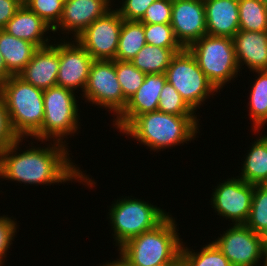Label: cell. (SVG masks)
<instances>
[{"label": "cell", "instance_id": "cell-1", "mask_svg": "<svg viewBox=\"0 0 267 266\" xmlns=\"http://www.w3.org/2000/svg\"><path fill=\"white\" fill-rule=\"evenodd\" d=\"M25 140L18 138L0 151V179L16 181L25 185H51L70 182H83L90 187L95 182L74 165L69 157L67 145L54 142L48 147L27 148L18 152L19 145Z\"/></svg>", "mask_w": 267, "mask_h": 266}, {"label": "cell", "instance_id": "cell-2", "mask_svg": "<svg viewBox=\"0 0 267 266\" xmlns=\"http://www.w3.org/2000/svg\"><path fill=\"white\" fill-rule=\"evenodd\" d=\"M197 116H178L152 111L137 116L123 131L150 151H160L195 140L199 133ZM198 130V131H197Z\"/></svg>", "mask_w": 267, "mask_h": 266}, {"label": "cell", "instance_id": "cell-3", "mask_svg": "<svg viewBox=\"0 0 267 266\" xmlns=\"http://www.w3.org/2000/svg\"><path fill=\"white\" fill-rule=\"evenodd\" d=\"M175 222V217L169 214L154 229L127 241L118 249L119 254L130 266H159L172 262L181 253L184 243Z\"/></svg>", "mask_w": 267, "mask_h": 266}, {"label": "cell", "instance_id": "cell-4", "mask_svg": "<svg viewBox=\"0 0 267 266\" xmlns=\"http://www.w3.org/2000/svg\"><path fill=\"white\" fill-rule=\"evenodd\" d=\"M11 128L18 138L33 137L44 120L43 90L10 76L0 85Z\"/></svg>", "mask_w": 267, "mask_h": 266}, {"label": "cell", "instance_id": "cell-5", "mask_svg": "<svg viewBox=\"0 0 267 266\" xmlns=\"http://www.w3.org/2000/svg\"><path fill=\"white\" fill-rule=\"evenodd\" d=\"M77 103L75 91L71 89L56 85L43 90L44 120L41 129L32 138L42 143L53 139L66 145L64 138L70 134L74 136L79 128Z\"/></svg>", "mask_w": 267, "mask_h": 266}, {"label": "cell", "instance_id": "cell-6", "mask_svg": "<svg viewBox=\"0 0 267 266\" xmlns=\"http://www.w3.org/2000/svg\"><path fill=\"white\" fill-rule=\"evenodd\" d=\"M108 212L117 250L130 239L154 229L169 214L156 205L127 196L115 200Z\"/></svg>", "mask_w": 267, "mask_h": 266}, {"label": "cell", "instance_id": "cell-7", "mask_svg": "<svg viewBox=\"0 0 267 266\" xmlns=\"http://www.w3.org/2000/svg\"><path fill=\"white\" fill-rule=\"evenodd\" d=\"M188 49L197 60L199 68L219 92L225 84L235 80L240 72L231 37L204 35Z\"/></svg>", "mask_w": 267, "mask_h": 266}, {"label": "cell", "instance_id": "cell-8", "mask_svg": "<svg viewBox=\"0 0 267 266\" xmlns=\"http://www.w3.org/2000/svg\"><path fill=\"white\" fill-rule=\"evenodd\" d=\"M165 75L167 82L175 87L195 112L210 95L218 92L188 48H183L173 56Z\"/></svg>", "mask_w": 267, "mask_h": 266}, {"label": "cell", "instance_id": "cell-9", "mask_svg": "<svg viewBox=\"0 0 267 266\" xmlns=\"http://www.w3.org/2000/svg\"><path fill=\"white\" fill-rule=\"evenodd\" d=\"M82 97L90 104L114 112L116 118L127 105L116 76V60H94Z\"/></svg>", "mask_w": 267, "mask_h": 266}, {"label": "cell", "instance_id": "cell-10", "mask_svg": "<svg viewBox=\"0 0 267 266\" xmlns=\"http://www.w3.org/2000/svg\"><path fill=\"white\" fill-rule=\"evenodd\" d=\"M213 242L232 266L261 265L259 261L263 258L264 266H267L261 234L249 229L245 224H233Z\"/></svg>", "mask_w": 267, "mask_h": 266}, {"label": "cell", "instance_id": "cell-11", "mask_svg": "<svg viewBox=\"0 0 267 266\" xmlns=\"http://www.w3.org/2000/svg\"><path fill=\"white\" fill-rule=\"evenodd\" d=\"M123 19L111 9L75 39L94 60H115Z\"/></svg>", "mask_w": 267, "mask_h": 266}, {"label": "cell", "instance_id": "cell-12", "mask_svg": "<svg viewBox=\"0 0 267 266\" xmlns=\"http://www.w3.org/2000/svg\"><path fill=\"white\" fill-rule=\"evenodd\" d=\"M217 185L210 199L215 213L233 224H245L250 214L254 185L239 177L228 178Z\"/></svg>", "mask_w": 267, "mask_h": 266}, {"label": "cell", "instance_id": "cell-13", "mask_svg": "<svg viewBox=\"0 0 267 266\" xmlns=\"http://www.w3.org/2000/svg\"><path fill=\"white\" fill-rule=\"evenodd\" d=\"M62 39L59 43L57 86L73 91L81 88L84 92L94 59L76 39L72 40L73 43Z\"/></svg>", "mask_w": 267, "mask_h": 266}, {"label": "cell", "instance_id": "cell-14", "mask_svg": "<svg viewBox=\"0 0 267 266\" xmlns=\"http://www.w3.org/2000/svg\"><path fill=\"white\" fill-rule=\"evenodd\" d=\"M171 27L183 48L207 35L203 0H172Z\"/></svg>", "mask_w": 267, "mask_h": 266}, {"label": "cell", "instance_id": "cell-15", "mask_svg": "<svg viewBox=\"0 0 267 266\" xmlns=\"http://www.w3.org/2000/svg\"><path fill=\"white\" fill-rule=\"evenodd\" d=\"M112 0H66L58 25L53 29V34L61 31L73 34L75 39L97 18L104 16L111 10ZM72 31V32H71Z\"/></svg>", "mask_w": 267, "mask_h": 266}, {"label": "cell", "instance_id": "cell-16", "mask_svg": "<svg viewBox=\"0 0 267 266\" xmlns=\"http://www.w3.org/2000/svg\"><path fill=\"white\" fill-rule=\"evenodd\" d=\"M167 82L165 73L146 74L141 87L127 101L123 112L114 120L115 128L122 132L137 116L158 110L160 92Z\"/></svg>", "mask_w": 267, "mask_h": 266}, {"label": "cell", "instance_id": "cell-17", "mask_svg": "<svg viewBox=\"0 0 267 266\" xmlns=\"http://www.w3.org/2000/svg\"><path fill=\"white\" fill-rule=\"evenodd\" d=\"M59 44L38 48L24 70L18 75L25 82L41 90L57 85Z\"/></svg>", "mask_w": 267, "mask_h": 266}, {"label": "cell", "instance_id": "cell-18", "mask_svg": "<svg viewBox=\"0 0 267 266\" xmlns=\"http://www.w3.org/2000/svg\"><path fill=\"white\" fill-rule=\"evenodd\" d=\"M232 39L239 69L245 64L253 73L267 70V31L239 30Z\"/></svg>", "mask_w": 267, "mask_h": 266}, {"label": "cell", "instance_id": "cell-19", "mask_svg": "<svg viewBox=\"0 0 267 266\" xmlns=\"http://www.w3.org/2000/svg\"><path fill=\"white\" fill-rule=\"evenodd\" d=\"M207 35L233 37L239 31V0H203Z\"/></svg>", "mask_w": 267, "mask_h": 266}, {"label": "cell", "instance_id": "cell-20", "mask_svg": "<svg viewBox=\"0 0 267 266\" xmlns=\"http://www.w3.org/2000/svg\"><path fill=\"white\" fill-rule=\"evenodd\" d=\"M3 30L16 38L30 41L38 48L50 45L46 34L53 32L50 26L25 4L16 11Z\"/></svg>", "mask_w": 267, "mask_h": 266}, {"label": "cell", "instance_id": "cell-21", "mask_svg": "<svg viewBox=\"0 0 267 266\" xmlns=\"http://www.w3.org/2000/svg\"><path fill=\"white\" fill-rule=\"evenodd\" d=\"M38 47L30 41L16 38L0 30V53L12 76H18L32 59Z\"/></svg>", "mask_w": 267, "mask_h": 266}, {"label": "cell", "instance_id": "cell-22", "mask_svg": "<svg viewBox=\"0 0 267 266\" xmlns=\"http://www.w3.org/2000/svg\"><path fill=\"white\" fill-rule=\"evenodd\" d=\"M263 135L251 143V149L247 150L244 158L241 175L237 176L252 185L267 184V135Z\"/></svg>", "mask_w": 267, "mask_h": 266}, {"label": "cell", "instance_id": "cell-23", "mask_svg": "<svg viewBox=\"0 0 267 266\" xmlns=\"http://www.w3.org/2000/svg\"><path fill=\"white\" fill-rule=\"evenodd\" d=\"M183 48H163L147 44L141 48L131 63L145 74H162L173 56Z\"/></svg>", "mask_w": 267, "mask_h": 266}, {"label": "cell", "instance_id": "cell-24", "mask_svg": "<svg viewBox=\"0 0 267 266\" xmlns=\"http://www.w3.org/2000/svg\"><path fill=\"white\" fill-rule=\"evenodd\" d=\"M145 45L144 24L123 20L115 60L131 61Z\"/></svg>", "mask_w": 267, "mask_h": 266}, {"label": "cell", "instance_id": "cell-25", "mask_svg": "<svg viewBox=\"0 0 267 266\" xmlns=\"http://www.w3.org/2000/svg\"><path fill=\"white\" fill-rule=\"evenodd\" d=\"M258 74L250 90L249 116L252 129L258 133L267 123V70L255 71Z\"/></svg>", "mask_w": 267, "mask_h": 266}, {"label": "cell", "instance_id": "cell-26", "mask_svg": "<svg viewBox=\"0 0 267 266\" xmlns=\"http://www.w3.org/2000/svg\"><path fill=\"white\" fill-rule=\"evenodd\" d=\"M239 30L267 31V4L260 0H239Z\"/></svg>", "mask_w": 267, "mask_h": 266}, {"label": "cell", "instance_id": "cell-27", "mask_svg": "<svg viewBox=\"0 0 267 266\" xmlns=\"http://www.w3.org/2000/svg\"><path fill=\"white\" fill-rule=\"evenodd\" d=\"M181 246V256L184 266H232L213 241L203 246L200 252Z\"/></svg>", "mask_w": 267, "mask_h": 266}, {"label": "cell", "instance_id": "cell-28", "mask_svg": "<svg viewBox=\"0 0 267 266\" xmlns=\"http://www.w3.org/2000/svg\"><path fill=\"white\" fill-rule=\"evenodd\" d=\"M245 225L259 234L267 229V184L254 185L250 214Z\"/></svg>", "mask_w": 267, "mask_h": 266}, {"label": "cell", "instance_id": "cell-29", "mask_svg": "<svg viewBox=\"0 0 267 266\" xmlns=\"http://www.w3.org/2000/svg\"><path fill=\"white\" fill-rule=\"evenodd\" d=\"M116 76L122 93L128 100L141 87L146 74L137 69L131 61L116 60Z\"/></svg>", "mask_w": 267, "mask_h": 266}, {"label": "cell", "instance_id": "cell-30", "mask_svg": "<svg viewBox=\"0 0 267 266\" xmlns=\"http://www.w3.org/2000/svg\"><path fill=\"white\" fill-rule=\"evenodd\" d=\"M158 111L178 116H197L175 87L168 82L165 83L160 92Z\"/></svg>", "mask_w": 267, "mask_h": 266}, {"label": "cell", "instance_id": "cell-31", "mask_svg": "<svg viewBox=\"0 0 267 266\" xmlns=\"http://www.w3.org/2000/svg\"><path fill=\"white\" fill-rule=\"evenodd\" d=\"M147 44L163 48H183L176 40L173 28L167 24H144Z\"/></svg>", "mask_w": 267, "mask_h": 266}, {"label": "cell", "instance_id": "cell-32", "mask_svg": "<svg viewBox=\"0 0 267 266\" xmlns=\"http://www.w3.org/2000/svg\"><path fill=\"white\" fill-rule=\"evenodd\" d=\"M24 4L42 18L52 30L58 25L64 7L63 0H27Z\"/></svg>", "mask_w": 267, "mask_h": 266}, {"label": "cell", "instance_id": "cell-33", "mask_svg": "<svg viewBox=\"0 0 267 266\" xmlns=\"http://www.w3.org/2000/svg\"><path fill=\"white\" fill-rule=\"evenodd\" d=\"M172 0H156L140 20L143 24H167L171 22Z\"/></svg>", "mask_w": 267, "mask_h": 266}, {"label": "cell", "instance_id": "cell-34", "mask_svg": "<svg viewBox=\"0 0 267 266\" xmlns=\"http://www.w3.org/2000/svg\"><path fill=\"white\" fill-rule=\"evenodd\" d=\"M17 222L11 217L0 216V265L3 266L6 255L17 233Z\"/></svg>", "mask_w": 267, "mask_h": 266}, {"label": "cell", "instance_id": "cell-35", "mask_svg": "<svg viewBox=\"0 0 267 266\" xmlns=\"http://www.w3.org/2000/svg\"><path fill=\"white\" fill-rule=\"evenodd\" d=\"M121 8H115L120 17L127 21H140L147 8L156 0H122Z\"/></svg>", "mask_w": 267, "mask_h": 266}, {"label": "cell", "instance_id": "cell-36", "mask_svg": "<svg viewBox=\"0 0 267 266\" xmlns=\"http://www.w3.org/2000/svg\"><path fill=\"white\" fill-rule=\"evenodd\" d=\"M18 137L13 132L6 105L2 95L0 94V151L15 142Z\"/></svg>", "mask_w": 267, "mask_h": 266}, {"label": "cell", "instance_id": "cell-37", "mask_svg": "<svg viewBox=\"0 0 267 266\" xmlns=\"http://www.w3.org/2000/svg\"><path fill=\"white\" fill-rule=\"evenodd\" d=\"M21 6L22 3L19 0H0V30L5 28Z\"/></svg>", "mask_w": 267, "mask_h": 266}, {"label": "cell", "instance_id": "cell-38", "mask_svg": "<svg viewBox=\"0 0 267 266\" xmlns=\"http://www.w3.org/2000/svg\"><path fill=\"white\" fill-rule=\"evenodd\" d=\"M10 76L12 75L8 72L3 57L0 53V85L5 82Z\"/></svg>", "mask_w": 267, "mask_h": 266}, {"label": "cell", "instance_id": "cell-39", "mask_svg": "<svg viewBox=\"0 0 267 266\" xmlns=\"http://www.w3.org/2000/svg\"><path fill=\"white\" fill-rule=\"evenodd\" d=\"M102 266H130V264L119 254V259L117 258V261L107 262Z\"/></svg>", "mask_w": 267, "mask_h": 266}, {"label": "cell", "instance_id": "cell-40", "mask_svg": "<svg viewBox=\"0 0 267 266\" xmlns=\"http://www.w3.org/2000/svg\"><path fill=\"white\" fill-rule=\"evenodd\" d=\"M159 266H184L181 253L172 262L165 263Z\"/></svg>", "mask_w": 267, "mask_h": 266}, {"label": "cell", "instance_id": "cell-41", "mask_svg": "<svg viewBox=\"0 0 267 266\" xmlns=\"http://www.w3.org/2000/svg\"><path fill=\"white\" fill-rule=\"evenodd\" d=\"M261 237H262V246H263V250L265 255L267 256V229H265L262 233H261Z\"/></svg>", "mask_w": 267, "mask_h": 266}, {"label": "cell", "instance_id": "cell-42", "mask_svg": "<svg viewBox=\"0 0 267 266\" xmlns=\"http://www.w3.org/2000/svg\"><path fill=\"white\" fill-rule=\"evenodd\" d=\"M22 4H24L27 0H19Z\"/></svg>", "mask_w": 267, "mask_h": 266}, {"label": "cell", "instance_id": "cell-43", "mask_svg": "<svg viewBox=\"0 0 267 266\" xmlns=\"http://www.w3.org/2000/svg\"><path fill=\"white\" fill-rule=\"evenodd\" d=\"M262 3L267 4V0H260Z\"/></svg>", "mask_w": 267, "mask_h": 266}]
</instances>
